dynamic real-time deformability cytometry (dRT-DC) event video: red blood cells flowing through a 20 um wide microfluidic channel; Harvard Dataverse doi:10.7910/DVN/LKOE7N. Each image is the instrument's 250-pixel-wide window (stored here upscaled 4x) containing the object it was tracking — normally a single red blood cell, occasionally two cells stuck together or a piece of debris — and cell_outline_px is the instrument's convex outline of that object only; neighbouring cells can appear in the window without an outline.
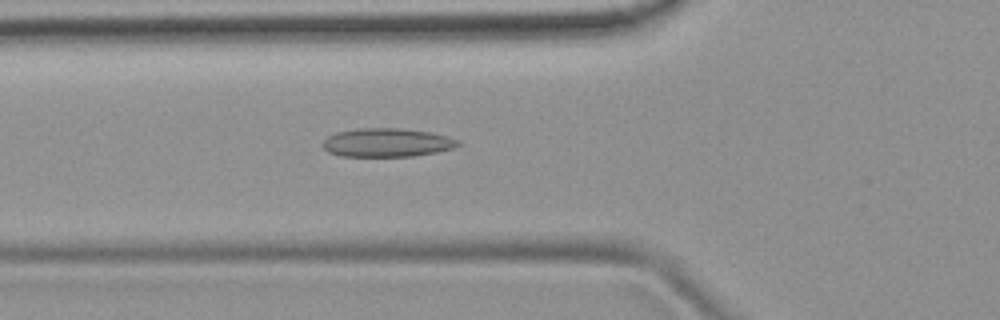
{"species": "common noctule bat (a hibernating species)", "species_latin": "Nyctalus noctula", "temperature_condition": "room temperature", "stored_images_in_passage": 51, "camera_frame_rate_fps": 3000, "um_per_image_px": 0.085, "animal": {"sex": "female", "body_mass_g": 19.9}, "frame": {"image": 1, "passage_image": 18, "time_ms": 5.667, "image_size_px": [1000, 320], "cell_outline_px": [[460, 144], [452, 148], [436, 152], [412, 156], [340, 156], [328, 152], [320, 144], [328, 136], [336, 132], [360, 128], [404, 128], [432, 132], [448, 136], [460, 140]], "centroid_in_image_um": [32.89, 12.11], "position_along_channel_um": 92.9, "area_um2": 22.72}}
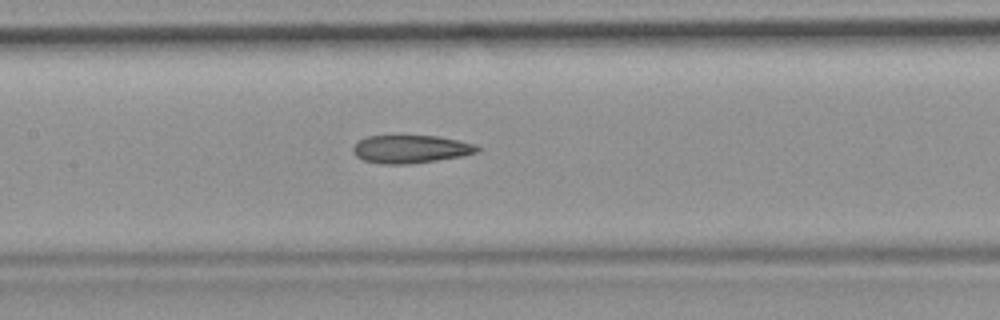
{"frame": {"image": 2, "passage_image": 24, "time_ms": 7.667, "image_size_px": [1000, 320], "cell_outline_px": [[480, 148], [476, 152], [464, 156], [408, 164], [380, 164], [364, 160], [356, 156], [352, 152], [352, 148], [360, 140], [368, 136], [436, 136], [476, 144]], "centroid_in_image_um": [34.9, 12.68], "position_along_channel_um": 172.5, "area_um2": 20.11}}
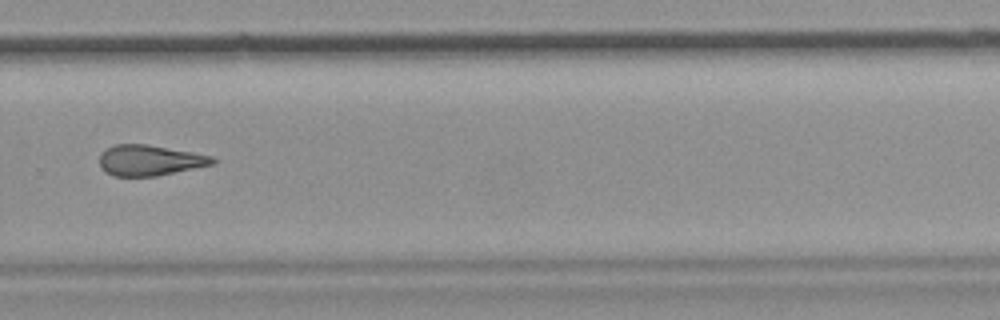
{"frame": {"image": 3, "passage_image": 35, "time_ms": 11.333, "image_size_px": [1000, 320], "cell_outline_px": [[216, 164], [156, 176], [112, 176], [100, 168], [100, 152], [116, 144], [148, 144], [192, 152], [212, 156], [216, 160]], "centroid_in_image_um": [12.73, 13.63], "position_along_channel_um": 317.1, "area_um2": 20.29}, "authors_computed_cell_mechanics": {"area_um2": 20.9236, "velocity_mm_per_s": 3.9588, "shape_relaxation_time_tau1_ms": null, "shape_relaxation_time_tau2_ms": 4.4386, "deformation_change_tau1": null, "deformation_change_tau2": 0.142}}